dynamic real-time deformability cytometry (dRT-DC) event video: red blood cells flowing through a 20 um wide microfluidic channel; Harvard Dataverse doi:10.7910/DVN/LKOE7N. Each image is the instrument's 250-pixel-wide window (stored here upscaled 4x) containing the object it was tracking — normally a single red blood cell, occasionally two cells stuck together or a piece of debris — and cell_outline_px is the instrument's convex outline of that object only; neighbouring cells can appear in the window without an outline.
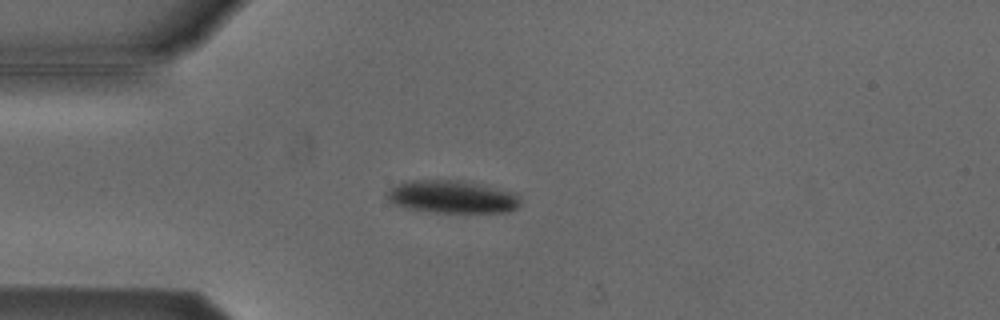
{"species": "Egyptian fruit bat (a non-hibernating species)", "species_latin": "Rousettus aegyptiacus", "temperature_condition": "cold", "stored_images_in_passage": 5, "camera_frame_rate_fps": 3000, "um_per_image_px": 0.085, "animal": {"sex": "male"}, "frame": {"image": 1, "passage_image": 4, "time_ms": 1.0, "image_size_px": [1000, 320], "cell_outline_px": [[520, 204], [516, 208], [508, 212], [428, 212], [408, 208], [392, 204], [388, 200], [384, 192], [396, 184], [408, 180], [460, 180], [520, 192]], "centroid_in_image_um": [38.44, 16.72], "position_along_channel_um": 46.6, "area_um2": 25.95}}